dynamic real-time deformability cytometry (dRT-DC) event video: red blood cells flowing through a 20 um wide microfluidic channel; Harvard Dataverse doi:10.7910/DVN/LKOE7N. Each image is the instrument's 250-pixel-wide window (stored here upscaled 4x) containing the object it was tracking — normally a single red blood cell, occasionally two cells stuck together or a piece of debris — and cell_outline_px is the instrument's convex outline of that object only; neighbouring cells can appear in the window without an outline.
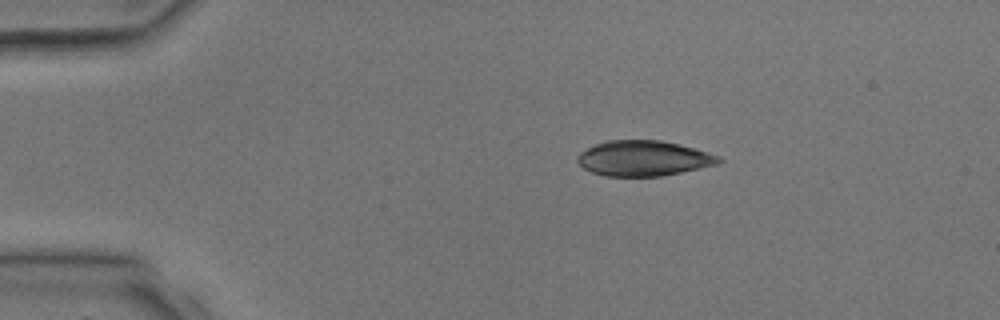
{"species": "common noctule bat (a hibernating species)", "species_latin": "Nyctalus noctula", "temperature_condition": "room temperature", "stored_images_in_passage": 3, "camera_frame_rate_fps": 3000, "um_per_image_px": 0.085, "animal": {"sex": "male", "body_mass_g": 17.9, "forearm_length_mm": 54.2}, "frame": {"image": 1, "passage_image": 2, "time_ms": 2.0, "image_size_px": [1000, 320], "cell_outline_px": [[724, 160], [716, 164], [680, 172], [660, 176], [604, 176], [592, 172], [584, 168], [576, 160], [576, 156], [580, 152], [596, 144], [608, 140], [660, 140], [708, 152], [720, 156]], "centroid_in_image_um": [54.67, 13.46], "position_along_channel_um": 30.3, "area_um2": 28.78}}